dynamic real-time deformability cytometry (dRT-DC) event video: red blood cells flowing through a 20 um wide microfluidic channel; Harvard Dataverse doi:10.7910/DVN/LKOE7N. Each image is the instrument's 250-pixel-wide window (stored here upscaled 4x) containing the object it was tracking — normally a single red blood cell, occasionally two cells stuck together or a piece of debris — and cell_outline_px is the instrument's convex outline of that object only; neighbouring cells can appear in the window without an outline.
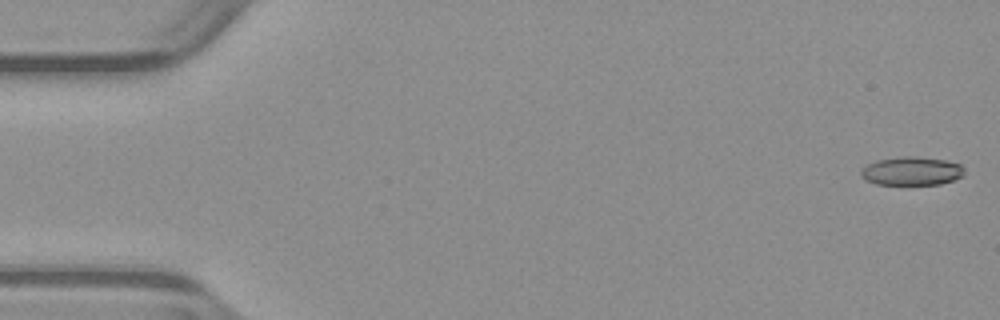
{"species": "common noctule bat (a hibernating species)", "species_latin": "Nyctalus noctula", "temperature_condition": "warm", "stored_images_in_passage": 38, "camera_frame_rate_fps": 3000, "um_per_image_px": 0.085, "animal": {"sex": "male", "body_mass_g": 23.1, "forearm_length_mm": 52.7}, "frame": {"image": 1, "passage_image": 1, "time_ms": 0.0, "image_size_px": [1000, 320], "cell_outline_px": [[964, 176], [940, 184], [876, 184], [864, 180], [860, 176], [860, 168], [876, 160], [904, 156], [912, 156], [944, 160], [960, 164], [964, 168]], "centroid_in_image_um": [77.45, 14.54], "position_along_channel_um": 7.5, "area_um2": 17.22}}
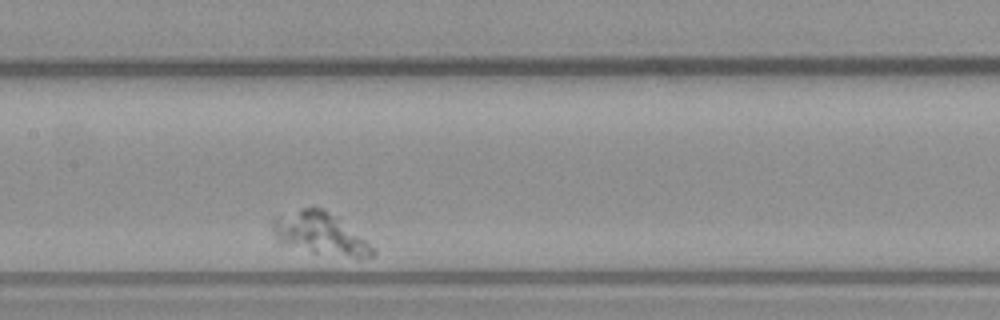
{"frame": {"image": 2, "passage_image": 20, "time_ms": 6.333, "image_size_px": [1000, 320], "cell_outline_px": [[376, 256], [360, 260], [312, 252], [288, 244], [280, 240], [272, 232], [272, 220], [276, 216], [304, 208], [324, 208], [376, 248]], "centroid_in_image_um": [27.3, 19.9], "position_along_channel_um": 180.1, "area_um2": 24.33}}
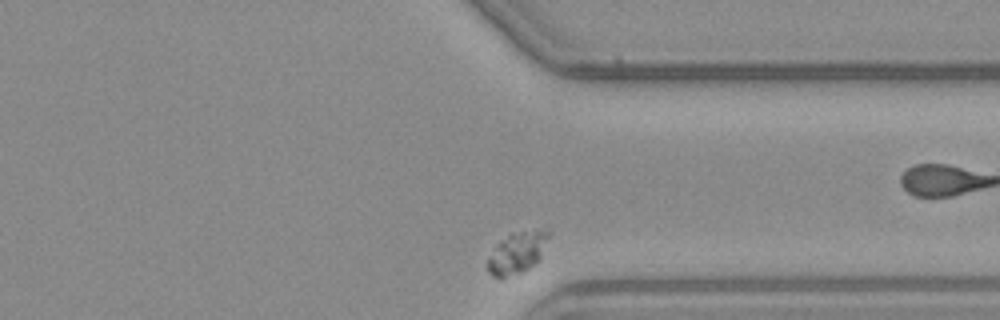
{"frame": {"image": 3, "passage_image": 37, "time_ms": 12.0, "image_size_px": [1000, 320], "cell_outline_px": [[552, 232], [540, 260], [528, 268], [520, 272], [504, 276], [492, 276], [488, 272], [488, 260], [496, 244], [508, 232], [536, 228]], "centroid_in_image_um": [44.01, 21.38], "position_along_channel_um": 367.4, "area_um2": 15.03}}